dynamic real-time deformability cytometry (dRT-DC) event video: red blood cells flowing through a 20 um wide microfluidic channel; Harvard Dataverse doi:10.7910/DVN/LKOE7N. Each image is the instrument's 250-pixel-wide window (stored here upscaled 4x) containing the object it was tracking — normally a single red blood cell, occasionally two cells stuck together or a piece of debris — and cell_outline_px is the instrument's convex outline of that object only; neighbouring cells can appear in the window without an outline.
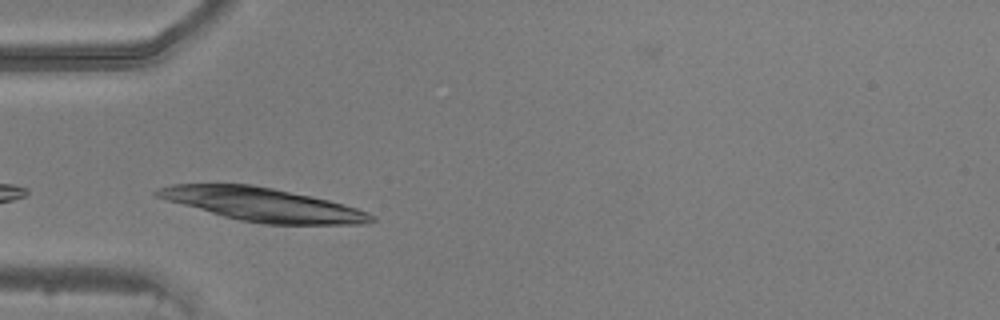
{"species": "common noctule bat (a hibernating species)", "species_latin": "Nyctalus noctula", "temperature_condition": "warm", "stored_images_in_passage": 19, "camera_frame_rate_fps": 3000, "um_per_image_px": 0.085, "animal": {"sex": "male", "body_mass_g": 20.5, "forearm_length_mm": 52.5}, "frame": {"image": 1, "passage_image": 1, "time_ms": 0.0, "image_size_px": [1000, 320], "cell_outline_px": [[376, 220], [364, 224], [264, 224], [240, 220], [224, 216], [168, 200], [156, 196], [152, 192], [156, 188], [172, 184], [252, 184], [312, 196], [344, 204], [368, 212]], "centroid_in_image_um": [22.33, 17.38], "position_along_channel_um": 62.7, "area_um2": 41.21}}
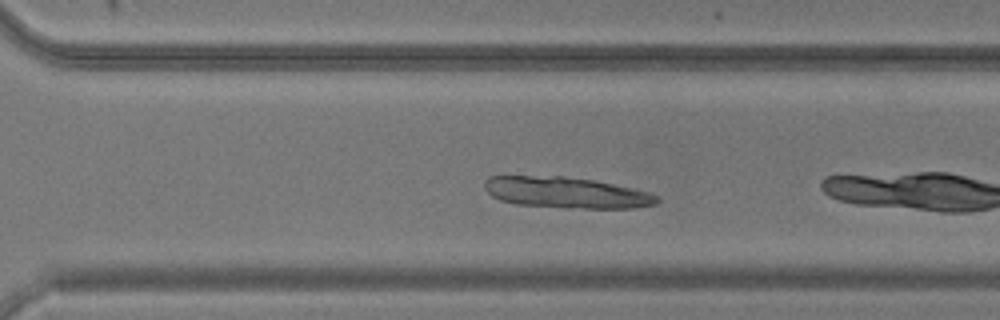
{"frame": {"image": 2, "passage_image": 18, "time_ms": 5.667, "image_size_px": [1000, 320], "cell_outline_px": [[660, 200], [656, 204], [632, 208], [564, 208], [516, 204], [500, 200], [492, 196], [484, 188], [484, 180], [488, 176], [564, 176], [592, 180], [652, 192], [660, 196]], "centroid_in_image_um": [48.14, 16.37], "position_along_channel_um": 322.5, "area_um2": 31.44}}